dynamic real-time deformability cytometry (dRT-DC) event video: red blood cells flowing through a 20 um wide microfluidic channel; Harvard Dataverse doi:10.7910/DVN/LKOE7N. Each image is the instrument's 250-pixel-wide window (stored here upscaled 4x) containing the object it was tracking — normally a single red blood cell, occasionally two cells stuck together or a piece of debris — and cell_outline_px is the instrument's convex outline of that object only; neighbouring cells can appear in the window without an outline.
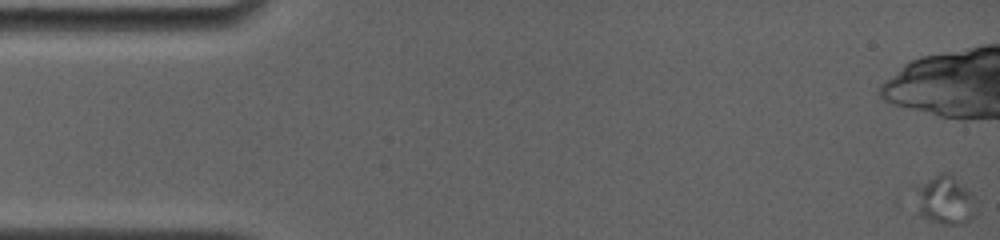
{"species": "common noctule bat (a hibernating species)", "species_latin": "Nyctalus noctula", "temperature_condition": "room temperature", "stored_images_in_passage": 6, "segment_of_instrument_passage": [1, 2], "camera_frame_rate_fps": 4000, "um_per_image_px": 0.085, "animal": {"sex": "female", "body_mass_g": 19.0, "forearm_length_mm": 56.7}, "frame": {"image": 1, "passage_image": 1, "time_ms": 0.0, "image_size_px": [1000, 240], "cell_outline_px": [[976, 200], [972, 216], [968, 220], [960, 224], [944, 224], [928, 220], [916, 216], [912, 184], [940, 172], [952, 172]], "centroid_in_image_um": [80.16, 16.95], "position_along_channel_um": 4.8, "area_um2": 18.21}}